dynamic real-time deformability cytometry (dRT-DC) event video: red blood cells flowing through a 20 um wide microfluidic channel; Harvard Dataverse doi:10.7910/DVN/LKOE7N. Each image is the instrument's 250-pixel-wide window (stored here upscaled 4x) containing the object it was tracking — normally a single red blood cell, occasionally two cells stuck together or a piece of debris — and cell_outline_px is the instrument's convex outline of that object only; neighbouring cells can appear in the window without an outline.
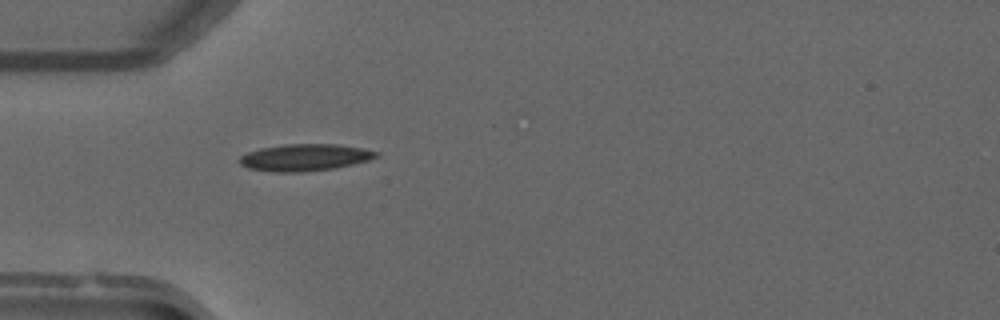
{"species": "common noctule bat (a hibernating species)", "species_latin": "Nyctalus noctula", "temperature_condition": "warm", "stored_images_in_passage": 44, "camera_frame_rate_fps": 3000, "um_per_image_px": 0.085, "animal": {"sex": "male", "forearm_length_mm": 52.5}, "frame": {"image": 1, "passage_image": 9, "time_ms": 2.667, "image_size_px": [1000, 320], "cell_outline_px": [[380, 156], [368, 160], [336, 168], [304, 172], [276, 172], [248, 168], [240, 164], [240, 156], [248, 152], [260, 148], [288, 144], [340, 144], [364, 148], [380, 152]], "centroid_in_image_um": [25.96, 13.38], "position_along_channel_um": 59.0, "area_um2": 21.5}}
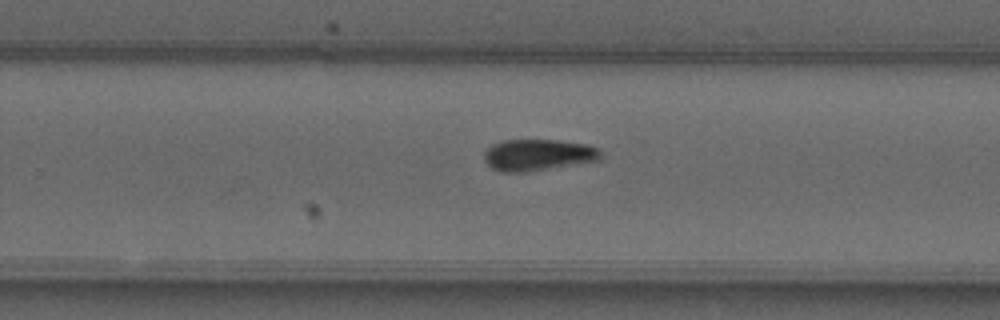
{"frame": {"image": 2, "passage_image": 26, "time_ms": 8.333, "image_size_px": [1000, 320], "cell_outline_px": [[600, 160], [524, 172], [500, 172], [492, 168], [484, 160], [484, 152], [492, 144], [504, 140], [556, 140], [588, 144], [596, 148], [600, 152]], "centroid_in_image_um": [45.69, 13.16], "position_along_channel_um": 284.1, "area_um2": 21.21}}
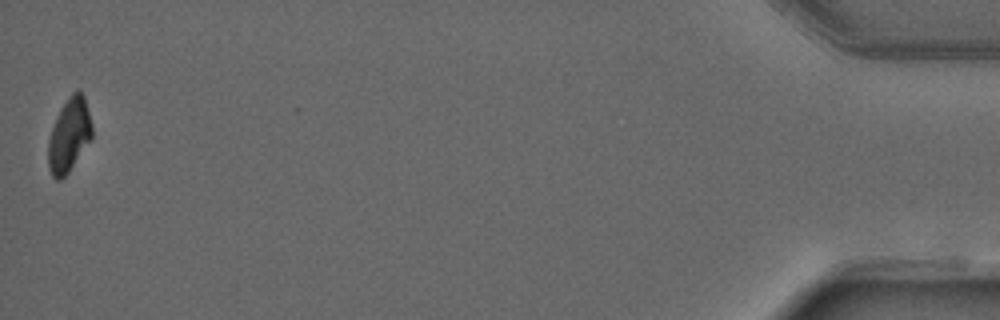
{"frame": {"image": 3, "passage_image": 44, "time_ms": 14.333, "image_size_px": [1000, 320], "cell_outline_px": [[92, 136], [68, 172], [60, 180], [56, 180], [52, 176], [48, 168], [48, 140], [56, 116], [60, 108], [68, 96], [76, 88], [84, 96], [92, 124]], "centroid_in_image_um": [5.85, 11.46], "position_along_channel_um": 429.3, "area_um2": 18.67}}